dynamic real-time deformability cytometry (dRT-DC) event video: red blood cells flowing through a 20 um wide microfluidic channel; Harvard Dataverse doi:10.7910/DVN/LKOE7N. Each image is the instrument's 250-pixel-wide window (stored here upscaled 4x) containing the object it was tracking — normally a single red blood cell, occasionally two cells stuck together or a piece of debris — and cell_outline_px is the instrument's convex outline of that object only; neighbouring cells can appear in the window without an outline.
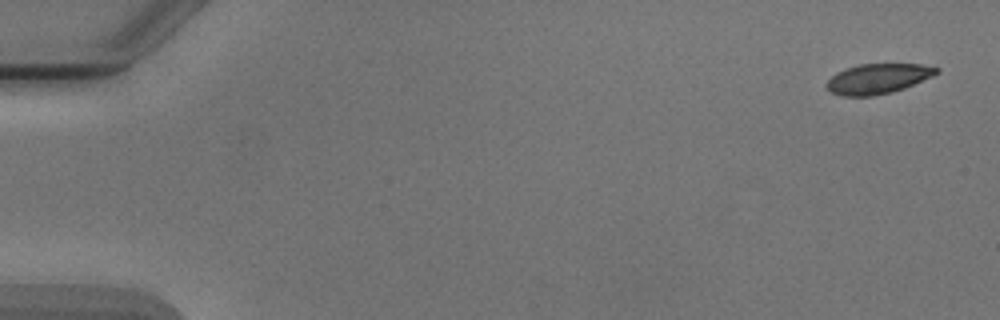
{"species": "Egyptian fruit bat (a non-hibernating species)", "species_latin": "Rousettus aegyptiacus", "temperature_condition": "cold", "stored_images_in_passage": 6, "segment_of_instrument_passage": [2, 2], "camera_frame_rate_fps": 3000, "um_per_image_px": 0.085, "animal": {"sex": "male"}, "frame": {"image": 1, "passage_image": 6, "time_ms": 6.0, "image_size_px": [1000, 320], "cell_outline_px": [[940, 72], [932, 76], [904, 88], [892, 92], [872, 96], [840, 96], [824, 88], [824, 84], [836, 72], [844, 68], [860, 64], [920, 64], [940, 68]], "centroid_in_image_um": [74.57, 6.69], "position_along_channel_um": 10.4, "area_um2": 19.36}}